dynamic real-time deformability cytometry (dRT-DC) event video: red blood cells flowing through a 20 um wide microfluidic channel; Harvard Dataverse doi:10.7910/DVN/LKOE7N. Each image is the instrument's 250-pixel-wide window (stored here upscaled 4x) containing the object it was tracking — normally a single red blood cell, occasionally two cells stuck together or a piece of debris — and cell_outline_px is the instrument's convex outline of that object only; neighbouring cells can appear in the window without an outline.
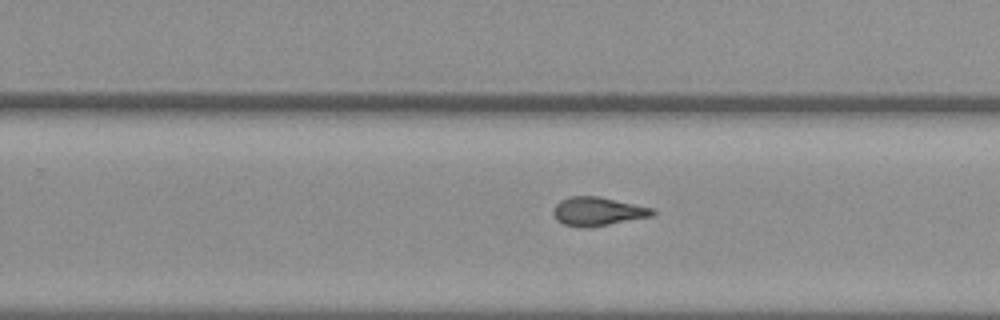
{"species": "common noctule bat (a hibernating species)", "species_latin": "Nyctalus noctula", "temperature_condition": "warm", "stored_images_in_passage": 28, "camera_frame_rate_fps": 3000, "um_per_image_px": 0.085, "animal": {"sex": "female", "body_mass_g": 19.3, "forearm_length_mm": 54.1}, "frame": {"image": 1, "passage_image": 20, "time_ms": 6.333, "image_size_px": [1000, 320], "cell_outline_px": [[656, 212], [652, 216], [588, 228], [580, 228], [564, 224], [556, 220], [552, 212], [552, 208], [560, 200], [568, 196], [596, 196], [652, 208]], "centroid_in_image_um": [50.74, 17.98], "position_along_channel_um": 279.1, "area_um2": 16.53}}
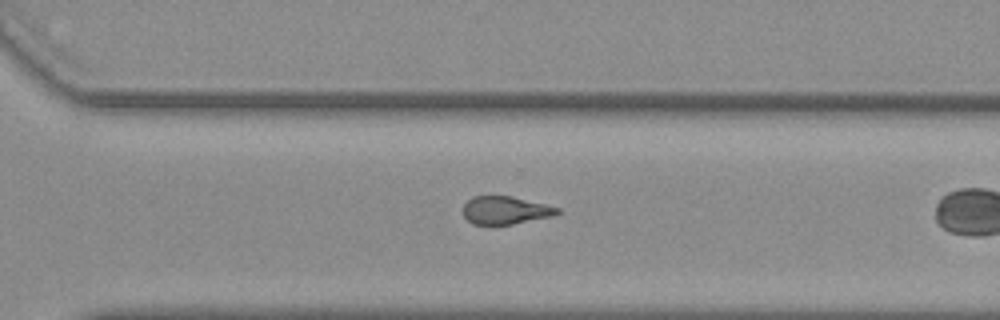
{"frame": {"image": 2, "passage_image": 24, "time_ms": 7.667, "image_size_px": [1000, 320], "cell_outline_px": [[560, 212], [552, 216], [512, 224], [472, 224], [464, 216], [464, 204], [472, 196], [512, 196], [560, 208]], "centroid_in_image_um": [42.95, 17.86], "position_along_channel_um": 327.7, "area_um2": 15.14}}